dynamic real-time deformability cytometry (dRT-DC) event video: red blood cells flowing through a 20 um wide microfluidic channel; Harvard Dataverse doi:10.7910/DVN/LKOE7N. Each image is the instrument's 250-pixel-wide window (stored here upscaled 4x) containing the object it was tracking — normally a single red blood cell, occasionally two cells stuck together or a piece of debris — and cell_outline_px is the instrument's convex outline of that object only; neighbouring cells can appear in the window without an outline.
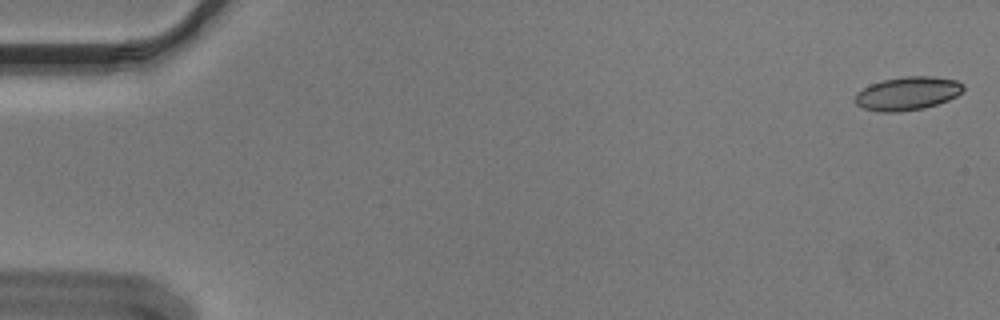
{"species": "Egyptian fruit bat (a non-hibernating species)", "species_latin": "Rousettus aegyptiacus", "temperature_condition": "cold", "stored_images_in_passage": 55, "camera_frame_rate_fps": 3000, "um_per_image_px": 0.085, "animal": {"sex": "male"}, "frame": {"image": 1, "passage_image": 1, "time_ms": 0.0, "image_size_px": [1000, 320], "cell_outline_px": [[964, 88], [956, 96], [948, 100], [924, 108], [900, 112], [880, 112], [864, 108], [856, 104], [856, 92], [872, 84], [884, 80], [904, 76], [932, 76], [956, 80], [964, 84]], "centroid_in_image_um": [77.15, 7.94], "position_along_channel_um": 7.9, "area_um2": 20.92}}
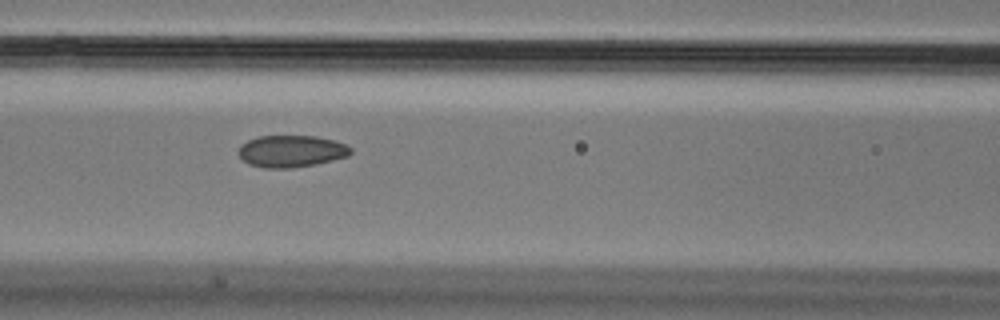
{"frame": {"image": 2, "passage_image": 24, "time_ms": 7.667, "image_size_px": [1000, 320], "cell_outline_px": [[352, 152], [348, 156], [316, 164], [288, 168], [264, 168], [248, 164], [236, 152], [240, 144], [256, 136], [316, 136], [336, 140], [352, 148]], "centroid_in_image_um": [24.73, 12.84], "position_along_channel_um": 141.9, "area_um2": 21.04}}
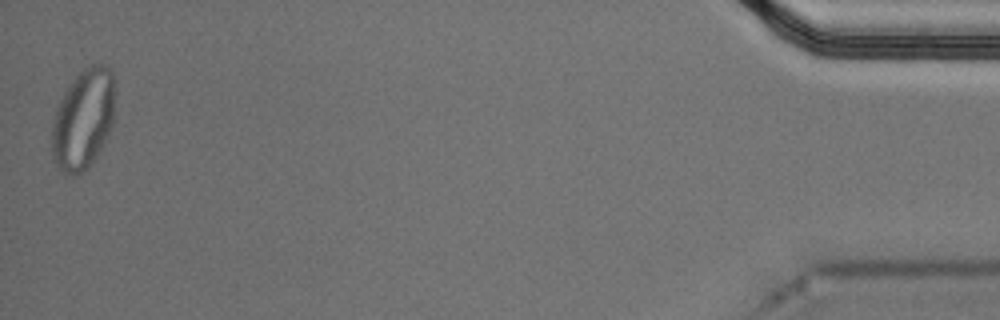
{"frame": {"image": 3, "passage_image": 55, "time_ms": 18.0, "image_size_px": [1000, 320], "cell_outline_px": [[116, 92], [112, 124], [104, 144], [92, 164], [88, 168], [76, 176], [64, 176], [56, 164], [52, 156], [52, 124], [56, 108], [64, 92], [72, 80], [84, 68], [92, 64], [104, 64], [112, 68], [116, 80]], "centroid_in_image_um": [7.11, 10.13], "position_along_channel_um": 428.1, "area_um2": 37.8}, "authors_computed_cell_mechanics": {"area_um2": 21.4438, "velocity_mm_per_s": 3.6152, "shape_relaxation_time_tau1_ms": null, "shape_relaxation_time_tau2_ms": 1.3595, "deformation_change_tau1": null, "deformation_change_tau2": 0.0478}}